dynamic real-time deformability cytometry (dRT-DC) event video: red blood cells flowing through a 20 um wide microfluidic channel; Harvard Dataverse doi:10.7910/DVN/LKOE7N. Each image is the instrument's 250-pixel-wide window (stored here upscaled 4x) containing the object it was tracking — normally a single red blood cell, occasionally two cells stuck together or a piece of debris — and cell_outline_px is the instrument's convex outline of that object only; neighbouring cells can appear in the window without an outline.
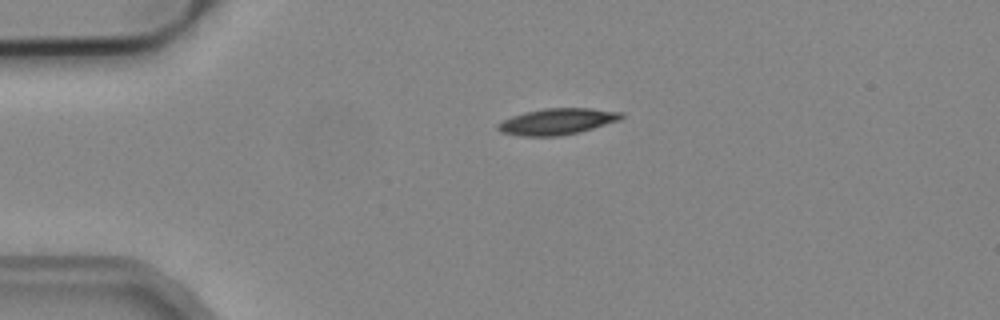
{"species": "common noctule bat (a hibernating species)", "species_latin": "Nyctalus noctula", "temperature_condition": "cold", "stored_images_in_passage": 2, "camera_frame_rate_fps": 3000, "um_per_image_px": 0.085, "animal": {"sex": "male", "body_mass_g": 19.2, "forearm_length_mm": 51.8}, "frame": {"image": 1, "passage_image": 1, "time_ms": 0.0, "image_size_px": [1000, 320], "cell_outline_px": [[624, 116], [620, 120], [580, 132], [560, 136], [520, 136], [500, 132], [496, 128], [496, 124], [512, 116], [524, 112], [544, 108], [592, 108], [624, 112]], "centroid_in_image_um": [47.37, 10.33], "position_along_channel_um": 37.6, "area_um2": 19.07}}